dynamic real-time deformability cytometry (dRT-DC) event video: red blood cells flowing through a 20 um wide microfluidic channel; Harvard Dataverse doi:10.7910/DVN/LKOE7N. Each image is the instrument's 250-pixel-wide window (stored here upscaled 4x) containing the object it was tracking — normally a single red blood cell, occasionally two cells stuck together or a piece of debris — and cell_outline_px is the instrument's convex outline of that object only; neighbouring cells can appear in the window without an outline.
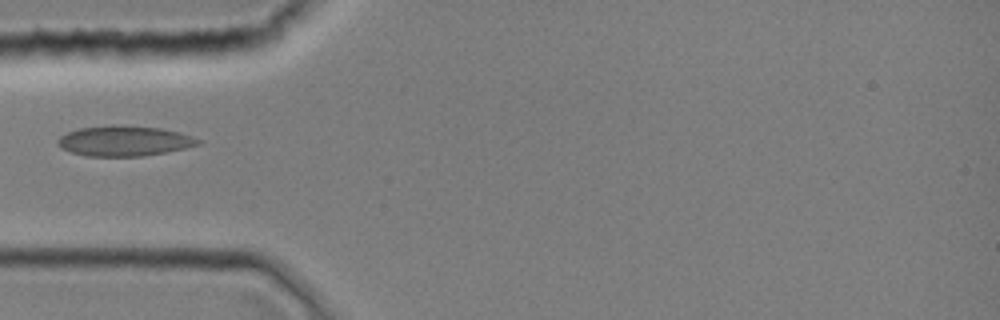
{"species": "common noctule bat (a hibernating species)", "species_latin": "Nyctalus noctula", "temperature_condition": "room temperature", "stored_images_in_passage": 1, "camera_frame_rate_fps": 3000, "um_per_image_px": 0.085, "animal": {"sex": "female", "body_mass_g": 19.0, "forearm_length_mm": 51.5}, "frame": {"image": 1, "passage_image": 1, "time_ms": 0.0, "image_size_px": [1000, 320], "cell_outline_px": [[204, 140], [200, 144], [184, 148], [144, 156], [84, 156], [60, 148], [56, 144], [56, 140], [60, 136], [68, 132], [80, 128], [112, 124], [160, 128], [180, 132]], "centroid_in_image_um": [10.55, 11.97], "position_along_channel_um": 74.5, "area_um2": 24.91}}